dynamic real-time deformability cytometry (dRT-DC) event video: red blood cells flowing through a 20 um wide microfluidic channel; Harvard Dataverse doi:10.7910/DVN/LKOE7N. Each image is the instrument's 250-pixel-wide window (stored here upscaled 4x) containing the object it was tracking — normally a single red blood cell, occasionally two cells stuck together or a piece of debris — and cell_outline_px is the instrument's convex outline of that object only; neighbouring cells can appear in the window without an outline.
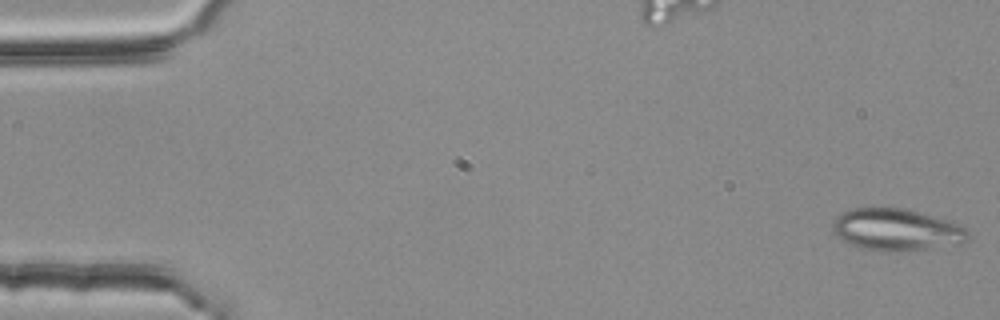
{"species": "common noctule bat (a hibernating species)", "species_latin": "Nyctalus noctula", "temperature_condition": "room temperature", "stored_images_in_passage": 55, "segment_of_instrument_passage": [1, 2], "camera_frame_rate_fps": 3000, "um_per_image_px": 0.085, "animal": {"sex": "female", "body_mass_g": 25.1}, "frame": {"image": 1, "passage_image": 1, "time_ms": 0.0, "image_size_px": [1000, 320], "cell_outline_px": [[968, 240], [960, 244], [908, 252], [880, 252], [860, 248], [848, 244], [836, 236], [832, 228], [832, 220], [840, 212], [852, 208], [904, 208], [944, 220], [956, 224], [964, 228], [968, 232]], "centroid_in_image_um": [76.13, 19.56], "position_along_channel_um": 8.9, "area_um2": 33.47}}
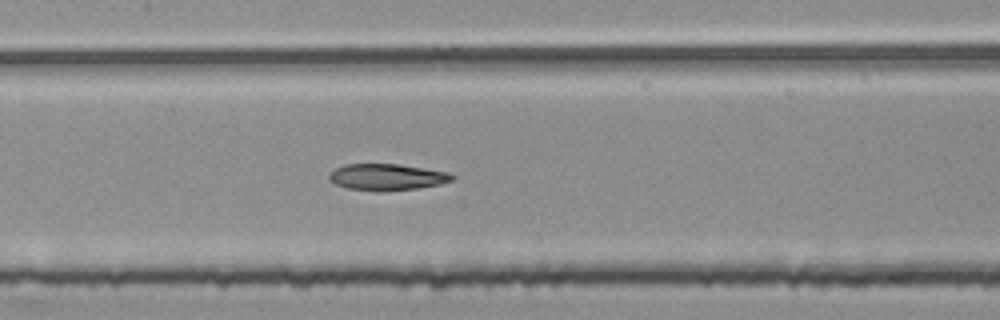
{"frame": {"image": 2, "passage_image": 26, "time_ms": 8.333, "image_size_px": [1000, 320], "cell_outline_px": [[456, 176], [452, 180], [440, 184], [420, 188], [388, 192], [376, 192], [348, 188], [336, 184], [328, 180], [328, 176], [336, 168], [344, 164], [396, 164], [424, 168], [448, 172]], "centroid_in_image_um": [32.9, 15.07], "position_along_channel_um": 174.5, "area_um2": 19.19}}
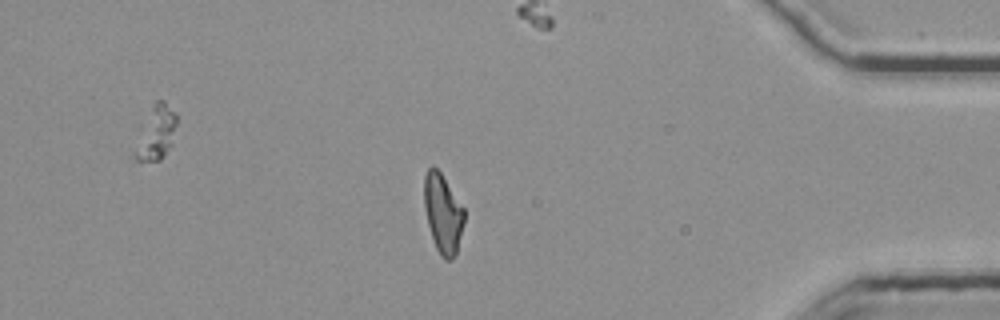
{"frame": {"image": 3, "passage_image": 47, "time_ms": 15.333, "image_size_px": [1000, 320], "cell_outline_px": [[464, 220], [456, 256], [452, 260], [444, 260], [440, 256], [436, 248], [428, 224], [424, 208], [424, 176], [428, 168], [436, 168], [440, 172], [464, 208]], "centroid_in_image_um": [37.64, 18.19], "position_along_channel_um": 397.6, "area_um2": 18.32}}